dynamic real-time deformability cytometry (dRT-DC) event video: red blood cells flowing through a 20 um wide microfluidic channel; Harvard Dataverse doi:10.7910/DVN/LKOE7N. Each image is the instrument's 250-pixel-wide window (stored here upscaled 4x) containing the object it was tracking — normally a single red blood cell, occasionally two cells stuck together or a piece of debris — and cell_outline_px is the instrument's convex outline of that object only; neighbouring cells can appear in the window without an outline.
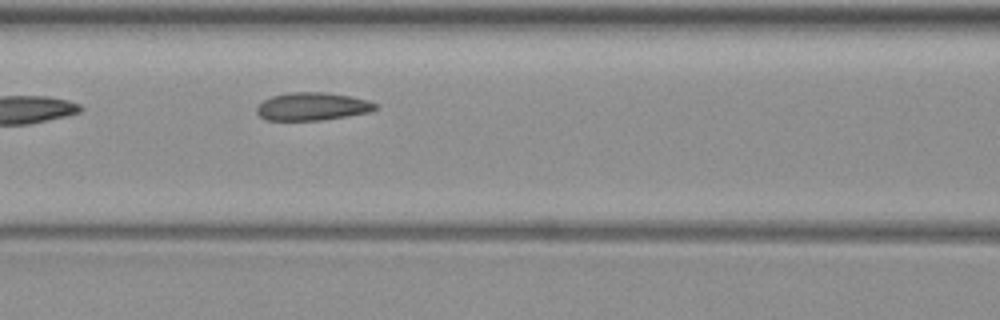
{"species": "common noctule bat (a hibernating species)", "species_latin": "Nyctalus noctula", "temperature_condition": "warm", "stored_images_in_passage": 4, "camera_frame_rate_fps": 3000, "um_per_image_px": 0.085, "animal": {"sex": "female", "body_mass_g": 19.3, "forearm_length_mm": 54.1}, "frame": {"image": 1, "passage_image": 4, "time_ms": 4.0, "image_size_px": [1000, 320], "cell_outline_px": [[376, 108], [372, 112], [324, 120], [264, 120], [256, 112], [256, 108], [264, 100], [272, 96], [288, 92], [324, 92], [348, 96], [368, 100], [376, 104]], "centroid_in_image_um": [26.54, 9.05], "position_along_channel_um": 140.1, "area_um2": 19.31}}